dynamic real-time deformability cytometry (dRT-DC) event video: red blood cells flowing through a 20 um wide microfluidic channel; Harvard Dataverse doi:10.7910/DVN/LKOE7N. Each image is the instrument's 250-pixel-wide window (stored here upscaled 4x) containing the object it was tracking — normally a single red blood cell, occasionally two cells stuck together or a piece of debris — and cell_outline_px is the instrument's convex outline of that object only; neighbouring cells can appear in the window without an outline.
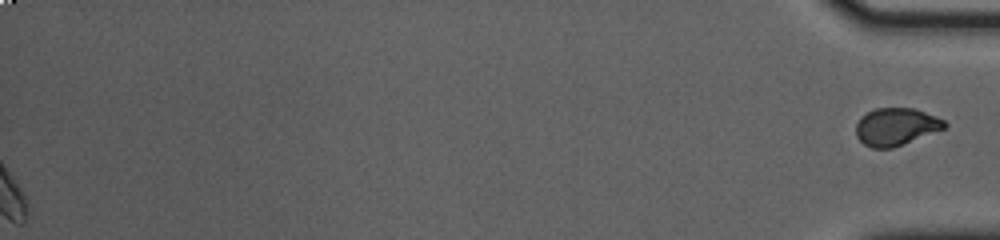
{"species": "common noctule bat (a hibernating species)", "species_latin": "Nyctalus noctula", "temperature_condition": "cold", "stored_images_in_passage": 49, "segment_of_instrument_passage": [2, 2], "camera_frame_rate_fps": 3000, "um_per_image_px": 0.085, "animal": {"sex": "female", "body_mass_g": 23.0, "forearm_length_mm": 53.4}, "frame": {"image": 1, "passage_image": 49, "time_ms": 16.0, "image_size_px": [1000, 240], "cell_outline_px": [[948, 124], [944, 128], [892, 148], [872, 148], [864, 144], [856, 136], [856, 124], [868, 112], [876, 108], [916, 108], [936, 116], [944, 120]], "centroid_in_image_um": [76.17, 10.76], "position_along_channel_um": 359.0, "area_um2": 19.07}}